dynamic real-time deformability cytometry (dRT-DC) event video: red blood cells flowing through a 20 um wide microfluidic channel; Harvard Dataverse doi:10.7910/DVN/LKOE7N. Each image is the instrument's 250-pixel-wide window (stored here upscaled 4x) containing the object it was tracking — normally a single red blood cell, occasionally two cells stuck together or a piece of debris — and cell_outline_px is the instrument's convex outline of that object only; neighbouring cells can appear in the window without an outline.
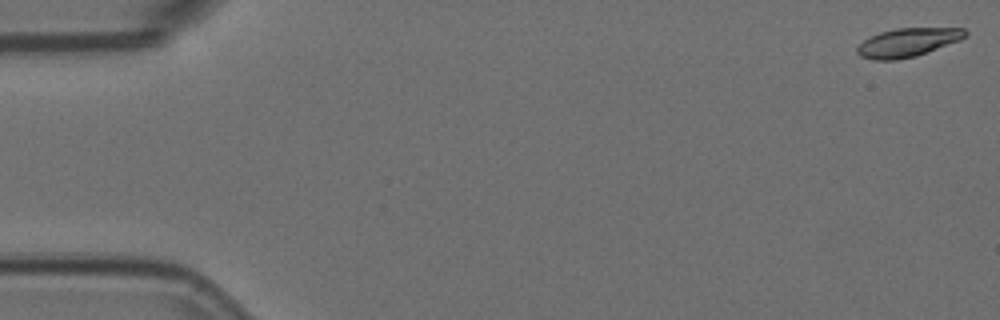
{"species": "Egyptian fruit bat (a non-hibernating species)", "species_latin": "Rousettus aegyptiacus", "temperature_condition": "room temperature", "stored_images_in_passage": 57, "camera_frame_rate_fps": 3000, "um_per_image_px": 0.085, "animal": {"sex": "female"}, "frame": {"image": 1, "passage_image": 1, "time_ms": 0.0, "image_size_px": [1000, 320], "cell_outline_px": [[968, 36], [960, 40], [916, 56], [896, 60], [872, 60], [860, 56], [856, 52], [856, 48], [864, 40], [880, 32], [896, 28], [964, 28], [968, 32]], "centroid_in_image_um": [77.16, 3.61], "position_along_channel_um": 7.8, "area_um2": 18.03}}
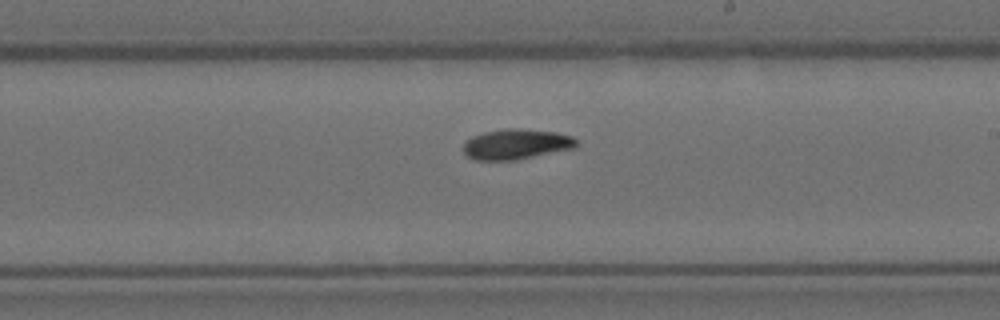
{"frame": {"image": 2, "passage_image": 33, "time_ms": 10.667, "image_size_px": [1000, 320], "cell_outline_px": [[580, 144], [576, 148], [516, 160], [476, 160], [468, 156], [464, 152], [464, 144], [472, 136], [484, 132], [508, 128], [520, 128], [556, 132], [572, 136]], "centroid_in_image_um": [43.93, 12.25], "position_along_channel_um": 245.1, "area_um2": 20.06}}
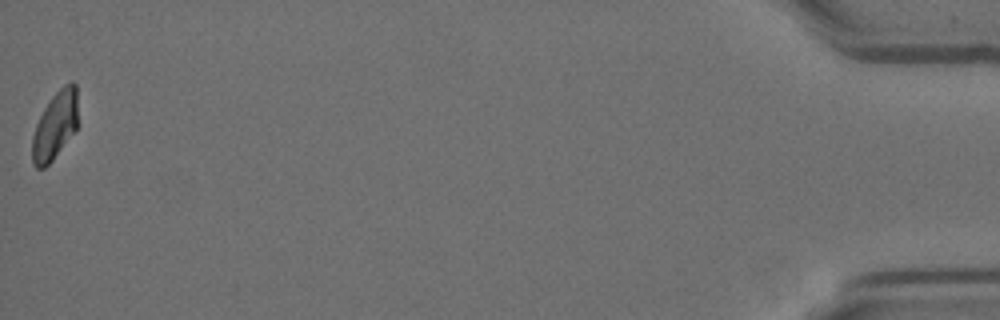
{"frame": {"image": 3, "passage_image": 57, "time_ms": 18.667, "image_size_px": [1000, 320], "cell_outline_px": [[80, 124], [52, 160], [44, 168], [36, 168], [32, 164], [32, 136], [36, 124], [44, 108], [52, 96], [64, 84], [72, 80], [76, 84]], "centroid_in_image_um": [4.72, 10.63], "position_along_channel_um": 430.5, "area_um2": 18.44}, "authors_computed_cell_mechanics": {"area_um2": 19.074, "velocity_mm_per_s": 3.5533, "shape_relaxation_time_tau1_ms": 9.9773, "shape_relaxation_time_tau2_ms": null, "deformation_change_tau1": 0.215, "deformation_change_tau2": null}}